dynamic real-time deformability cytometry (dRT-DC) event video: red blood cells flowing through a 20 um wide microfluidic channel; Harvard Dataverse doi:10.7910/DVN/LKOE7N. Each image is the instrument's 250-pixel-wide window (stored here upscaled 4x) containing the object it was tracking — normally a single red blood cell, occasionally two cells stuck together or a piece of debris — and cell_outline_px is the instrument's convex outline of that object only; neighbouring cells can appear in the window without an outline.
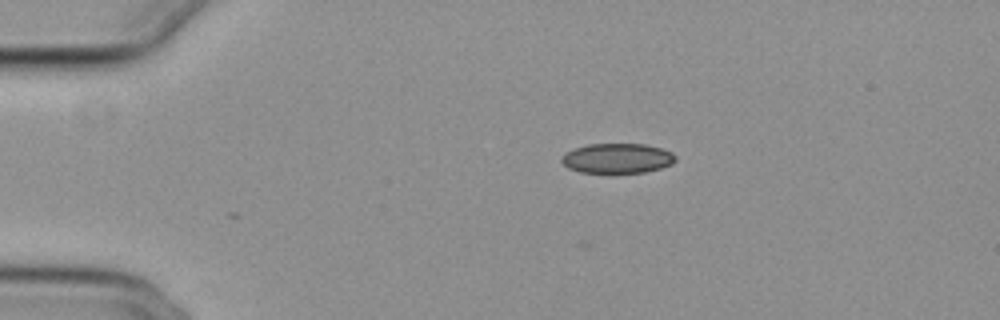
{"species": "common noctule bat (a hibernating species)", "species_latin": "Nyctalus noctula", "temperature_condition": "cold", "stored_images_in_passage": 35, "camera_frame_rate_fps": 3000, "um_per_image_px": 0.085, "animal": {"sex": "female", "body_mass_g": 29.2, "forearm_length_mm": 56.3}, "frame": {"image": 1, "passage_image": 1, "time_ms": 0.0, "image_size_px": [1000, 320], "cell_outline_px": [[676, 160], [672, 164], [660, 168], [644, 172], [580, 172], [568, 168], [560, 160], [564, 152], [588, 144], [644, 144], [660, 148], [672, 152], [676, 156]], "centroid_in_image_um": [52.46, 13.45], "position_along_channel_um": 32.5, "area_um2": 19.71}}
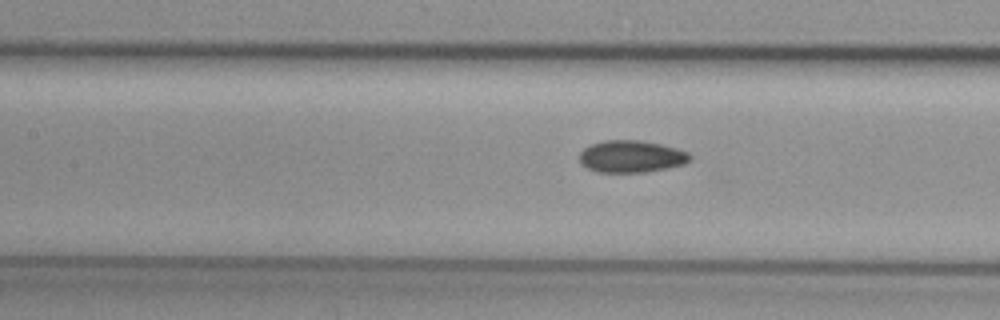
{"frame": {"image": 2, "passage_image": 15, "time_ms": 4.667, "image_size_px": [1000, 320], "cell_outline_px": [[692, 156], [684, 164], [644, 172], [596, 172], [580, 164], [580, 152], [584, 148], [592, 144], [604, 140], [640, 140], [660, 144], [676, 148], [688, 152]], "centroid_in_image_um": [53.63, 13.29], "position_along_channel_um": 153.8, "area_um2": 20.52}}
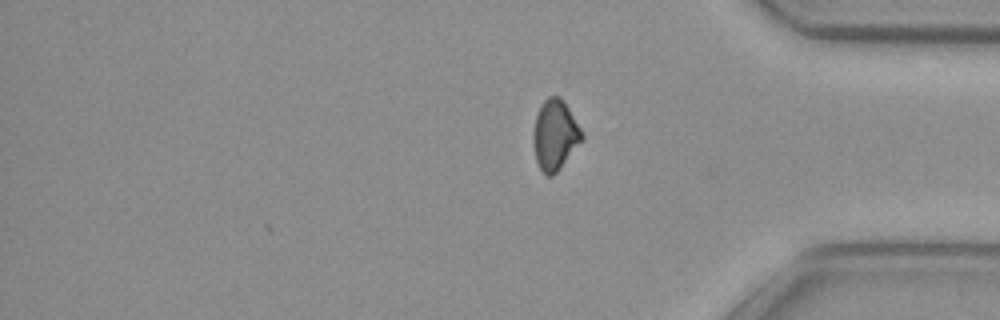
{"frame": {"image": 3, "passage_image": 35, "time_ms": 11.333, "image_size_px": [1000, 320], "cell_outline_px": [[584, 140], [560, 168], [552, 176], [548, 176], [540, 168], [536, 160], [532, 140], [532, 132], [536, 116], [540, 104], [548, 96], [560, 96], [564, 100], [584, 132]], "centroid_in_image_um": [47.19, 11.44], "position_along_channel_um": 388.0, "area_um2": 20.29}, "authors_computed_cell_mechanics": {"area_um2": 20.4612, "velocity_mm_per_s": 3.7436, "shape_relaxation_time_tau1_ms": null, "shape_relaxation_time_tau2_ms": 5.0539, "deformation_change_tau1": null, "deformation_change_tau2": 0.0909}}